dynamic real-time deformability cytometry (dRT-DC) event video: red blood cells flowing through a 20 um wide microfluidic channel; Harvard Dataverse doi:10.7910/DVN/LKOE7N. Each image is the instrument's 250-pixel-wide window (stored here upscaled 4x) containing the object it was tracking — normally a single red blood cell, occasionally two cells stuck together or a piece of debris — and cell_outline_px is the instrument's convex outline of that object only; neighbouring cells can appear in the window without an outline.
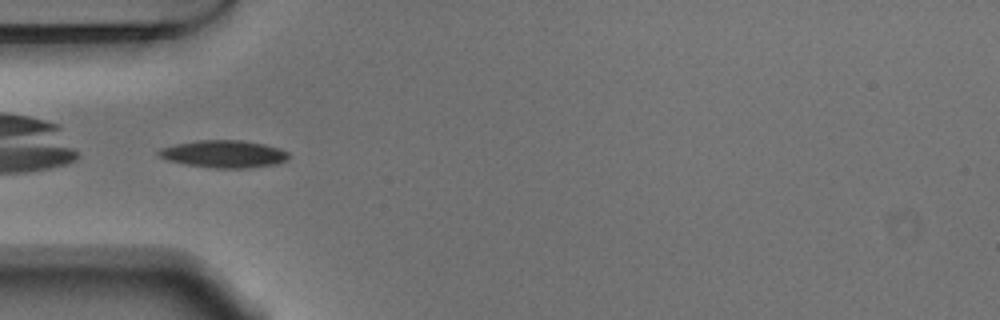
{"species": "Egyptian fruit bat (a non-hibernating species)", "species_latin": "Rousettus aegyptiacus", "temperature_condition": "warm", "stored_images_in_passage": 35, "camera_frame_rate_fps": 3000, "um_per_image_px": 0.085, "animal": {"sex": "male"}, "frame": {"image": 1, "passage_image": 1, "time_ms": 0.0, "image_size_px": [1000, 320], "cell_outline_px": [[288, 160], [276, 164], [248, 168], [216, 168], [184, 164], [168, 160], [160, 156], [156, 152], [160, 148], [176, 144], [200, 140], [244, 140], [264, 144], [280, 148], [288, 152]], "centroid_in_image_um": [19.05, 13.08], "position_along_channel_um": 66.0, "area_um2": 20.75}}
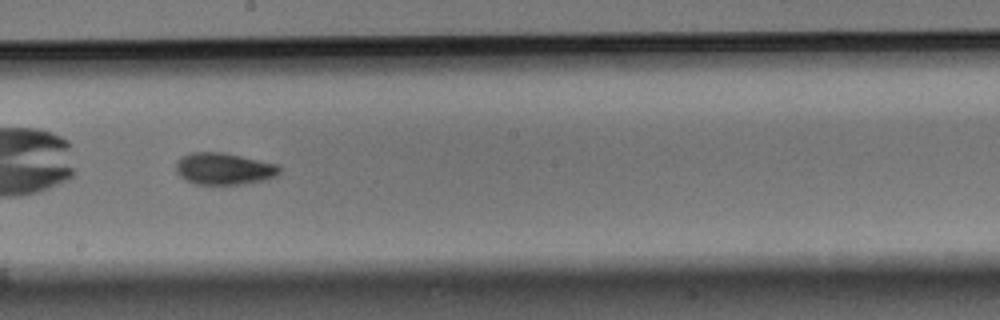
{"frame": {"image": 2, "passage_image": 14, "time_ms": 4.333, "image_size_px": [1000, 320], "cell_outline_px": [[280, 172], [276, 176], [264, 180], [240, 184], [196, 184], [184, 180], [176, 172], [176, 164], [184, 156], [192, 152], [224, 152], [276, 164], [280, 168]], "centroid_in_image_um": [19.03, 14.35], "position_along_channel_um": 229.2, "area_um2": 19.02}}
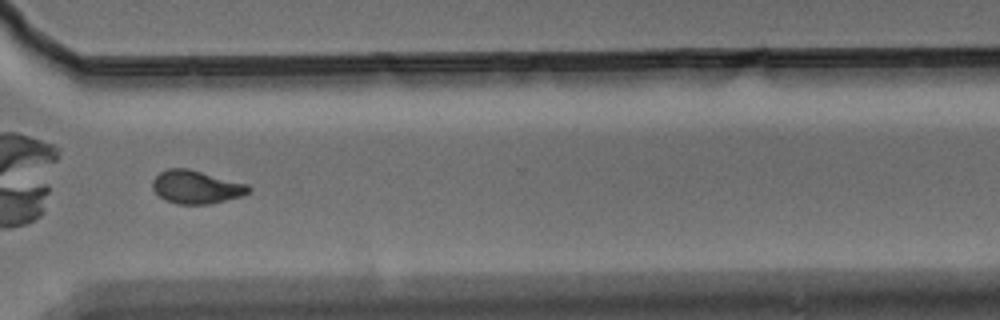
{"frame": {"image": 3, "passage_image": 24, "time_ms": 7.667, "image_size_px": [1000, 320], "cell_outline_px": [[252, 188], [248, 192], [240, 196], [208, 204], [176, 204], [164, 200], [152, 188], [152, 180], [160, 172], [168, 168], [188, 168], [248, 184]], "centroid_in_image_um": [16.65, 15.89], "position_along_channel_um": 353.9, "area_um2": 18.5}, "authors_computed_cell_mechanics": {"area_um2": 18.8428, "velocity_mm_per_s": 3.7523, "shape_relaxation_time_tau1_ms": 3.0454, "shape_relaxation_time_tau2_ms": 4.0287, "deformation_change_tau1": 0.1267, "deformation_change_tau2": 0.0954}}